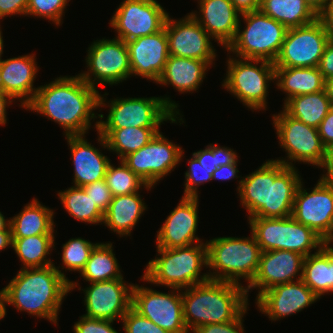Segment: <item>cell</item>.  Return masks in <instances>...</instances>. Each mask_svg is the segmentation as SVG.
Listing matches in <instances>:
<instances>
[{
	"label": "cell",
	"mask_w": 333,
	"mask_h": 333,
	"mask_svg": "<svg viewBox=\"0 0 333 333\" xmlns=\"http://www.w3.org/2000/svg\"><path fill=\"white\" fill-rule=\"evenodd\" d=\"M98 89L89 86L80 75L58 77L49 84L38 87L34 99L25 108L40 113L57 122L65 136L85 135L94 111L106 106ZM93 111V112H92Z\"/></svg>",
	"instance_id": "1"
},
{
	"label": "cell",
	"mask_w": 333,
	"mask_h": 333,
	"mask_svg": "<svg viewBox=\"0 0 333 333\" xmlns=\"http://www.w3.org/2000/svg\"><path fill=\"white\" fill-rule=\"evenodd\" d=\"M59 267L24 268L2 288L4 304L57 324L63 298L78 286ZM71 290V291H70Z\"/></svg>",
	"instance_id": "2"
},
{
	"label": "cell",
	"mask_w": 333,
	"mask_h": 333,
	"mask_svg": "<svg viewBox=\"0 0 333 333\" xmlns=\"http://www.w3.org/2000/svg\"><path fill=\"white\" fill-rule=\"evenodd\" d=\"M183 317L188 331L202 325L236 320L248 309L244 286L219 280H207L182 291Z\"/></svg>",
	"instance_id": "3"
},
{
	"label": "cell",
	"mask_w": 333,
	"mask_h": 333,
	"mask_svg": "<svg viewBox=\"0 0 333 333\" xmlns=\"http://www.w3.org/2000/svg\"><path fill=\"white\" fill-rule=\"evenodd\" d=\"M157 253L160 257L150 260L146 266L144 281L184 290L209 280L208 274L200 275L202 267L207 266V246L202 240L185 247H157Z\"/></svg>",
	"instance_id": "4"
},
{
	"label": "cell",
	"mask_w": 333,
	"mask_h": 333,
	"mask_svg": "<svg viewBox=\"0 0 333 333\" xmlns=\"http://www.w3.org/2000/svg\"><path fill=\"white\" fill-rule=\"evenodd\" d=\"M207 268L209 279L242 285L240 278H245L248 285L253 281L262 253L255 236L217 237L206 241ZM215 270V272H214Z\"/></svg>",
	"instance_id": "5"
},
{
	"label": "cell",
	"mask_w": 333,
	"mask_h": 333,
	"mask_svg": "<svg viewBox=\"0 0 333 333\" xmlns=\"http://www.w3.org/2000/svg\"><path fill=\"white\" fill-rule=\"evenodd\" d=\"M106 121H102L103 114H98L100 121H96L98 129H121L126 127H160L163 121L179 123L183 119L180 116L178 104L172 102L169 97L150 98H120L113 99ZM178 114V115H177ZM177 119V120H176Z\"/></svg>",
	"instance_id": "6"
},
{
	"label": "cell",
	"mask_w": 333,
	"mask_h": 333,
	"mask_svg": "<svg viewBox=\"0 0 333 333\" xmlns=\"http://www.w3.org/2000/svg\"><path fill=\"white\" fill-rule=\"evenodd\" d=\"M250 229L261 251L288 250L307 257L311 250L319 251L327 242L313 229L289 217H252ZM318 248V249H317Z\"/></svg>",
	"instance_id": "7"
},
{
	"label": "cell",
	"mask_w": 333,
	"mask_h": 333,
	"mask_svg": "<svg viewBox=\"0 0 333 333\" xmlns=\"http://www.w3.org/2000/svg\"><path fill=\"white\" fill-rule=\"evenodd\" d=\"M242 16L246 28L240 30L239 19L236 35L226 50L232 51L239 59H262L274 63L288 29L260 10L245 12Z\"/></svg>",
	"instance_id": "8"
},
{
	"label": "cell",
	"mask_w": 333,
	"mask_h": 333,
	"mask_svg": "<svg viewBox=\"0 0 333 333\" xmlns=\"http://www.w3.org/2000/svg\"><path fill=\"white\" fill-rule=\"evenodd\" d=\"M254 62V63H253ZM258 64H261L258 67ZM222 86L251 110H266L269 81H275L273 62L229 58Z\"/></svg>",
	"instance_id": "9"
},
{
	"label": "cell",
	"mask_w": 333,
	"mask_h": 333,
	"mask_svg": "<svg viewBox=\"0 0 333 333\" xmlns=\"http://www.w3.org/2000/svg\"><path fill=\"white\" fill-rule=\"evenodd\" d=\"M274 129L278 135L281 148L287 152L288 159H276L286 166L294 167L292 161L303 162L326 169L329 163V152L323 146L318 128L292 118L284 110L273 115ZM289 161V162H288Z\"/></svg>",
	"instance_id": "10"
},
{
	"label": "cell",
	"mask_w": 333,
	"mask_h": 333,
	"mask_svg": "<svg viewBox=\"0 0 333 333\" xmlns=\"http://www.w3.org/2000/svg\"><path fill=\"white\" fill-rule=\"evenodd\" d=\"M88 49L85 59L88 71L79 75L89 86L97 89L96 84L116 85L131 75L129 52L123 40L102 38L93 42Z\"/></svg>",
	"instance_id": "11"
},
{
	"label": "cell",
	"mask_w": 333,
	"mask_h": 333,
	"mask_svg": "<svg viewBox=\"0 0 333 333\" xmlns=\"http://www.w3.org/2000/svg\"><path fill=\"white\" fill-rule=\"evenodd\" d=\"M311 192L301 182L293 204L292 217L313 229L327 243L333 242V181L322 174Z\"/></svg>",
	"instance_id": "12"
},
{
	"label": "cell",
	"mask_w": 333,
	"mask_h": 333,
	"mask_svg": "<svg viewBox=\"0 0 333 333\" xmlns=\"http://www.w3.org/2000/svg\"><path fill=\"white\" fill-rule=\"evenodd\" d=\"M330 39L320 18L304 26L289 28L274 66L318 67Z\"/></svg>",
	"instance_id": "13"
},
{
	"label": "cell",
	"mask_w": 333,
	"mask_h": 333,
	"mask_svg": "<svg viewBox=\"0 0 333 333\" xmlns=\"http://www.w3.org/2000/svg\"><path fill=\"white\" fill-rule=\"evenodd\" d=\"M168 15L157 0H123L109 24L128 42L161 31Z\"/></svg>",
	"instance_id": "14"
},
{
	"label": "cell",
	"mask_w": 333,
	"mask_h": 333,
	"mask_svg": "<svg viewBox=\"0 0 333 333\" xmlns=\"http://www.w3.org/2000/svg\"><path fill=\"white\" fill-rule=\"evenodd\" d=\"M179 290L182 291L173 288L174 292L162 293L133 285L131 307L169 333H189L183 317L182 292Z\"/></svg>",
	"instance_id": "15"
},
{
	"label": "cell",
	"mask_w": 333,
	"mask_h": 333,
	"mask_svg": "<svg viewBox=\"0 0 333 333\" xmlns=\"http://www.w3.org/2000/svg\"><path fill=\"white\" fill-rule=\"evenodd\" d=\"M183 154L180 146L159 132L148 144L127 155L123 161L147 185L153 187L180 164Z\"/></svg>",
	"instance_id": "16"
},
{
	"label": "cell",
	"mask_w": 333,
	"mask_h": 333,
	"mask_svg": "<svg viewBox=\"0 0 333 333\" xmlns=\"http://www.w3.org/2000/svg\"><path fill=\"white\" fill-rule=\"evenodd\" d=\"M164 27L169 55L202 60L209 66L212 65L217 56L210 41L213 38L191 13L179 21L168 15Z\"/></svg>",
	"instance_id": "17"
},
{
	"label": "cell",
	"mask_w": 333,
	"mask_h": 333,
	"mask_svg": "<svg viewBox=\"0 0 333 333\" xmlns=\"http://www.w3.org/2000/svg\"><path fill=\"white\" fill-rule=\"evenodd\" d=\"M123 278L90 283L85 288L84 305L89 318L120 320L131 308L134 284H125Z\"/></svg>",
	"instance_id": "18"
},
{
	"label": "cell",
	"mask_w": 333,
	"mask_h": 333,
	"mask_svg": "<svg viewBox=\"0 0 333 333\" xmlns=\"http://www.w3.org/2000/svg\"><path fill=\"white\" fill-rule=\"evenodd\" d=\"M278 284L256 297L258 309L273 321L296 314L320 299L302 279Z\"/></svg>",
	"instance_id": "19"
},
{
	"label": "cell",
	"mask_w": 333,
	"mask_h": 333,
	"mask_svg": "<svg viewBox=\"0 0 333 333\" xmlns=\"http://www.w3.org/2000/svg\"><path fill=\"white\" fill-rule=\"evenodd\" d=\"M304 259L305 256L294 251L270 250L262 252L257 273L253 281L245 287L247 297L249 290L253 288L260 289L258 297L262 292L275 285L294 282V278L298 275L299 280L302 279Z\"/></svg>",
	"instance_id": "20"
},
{
	"label": "cell",
	"mask_w": 333,
	"mask_h": 333,
	"mask_svg": "<svg viewBox=\"0 0 333 333\" xmlns=\"http://www.w3.org/2000/svg\"><path fill=\"white\" fill-rule=\"evenodd\" d=\"M131 76L138 75L157 82L169 57L165 27L152 35L126 42Z\"/></svg>",
	"instance_id": "21"
},
{
	"label": "cell",
	"mask_w": 333,
	"mask_h": 333,
	"mask_svg": "<svg viewBox=\"0 0 333 333\" xmlns=\"http://www.w3.org/2000/svg\"><path fill=\"white\" fill-rule=\"evenodd\" d=\"M198 200V197L182 196L180 203L157 231V247L177 248L200 243V238L195 235L199 218Z\"/></svg>",
	"instance_id": "22"
},
{
	"label": "cell",
	"mask_w": 333,
	"mask_h": 333,
	"mask_svg": "<svg viewBox=\"0 0 333 333\" xmlns=\"http://www.w3.org/2000/svg\"><path fill=\"white\" fill-rule=\"evenodd\" d=\"M35 55L13 57L0 62V90L26 108L38 88L33 87L38 71Z\"/></svg>",
	"instance_id": "23"
},
{
	"label": "cell",
	"mask_w": 333,
	"mask_h": 333,
	"mask_svg": "<svg viewBox=\"0 0 333 333\" xmlns=\"http://www.w3.org/2000/svg\"><path fill=\"white\" fill-rule=\"evenodd\" d=\"M200 16L191 12L202 28L217 43L227 48L233 41L241 13L231 0H197ZM200 17V18H199Z\"/></svg>",
	"instance_id": "24"
},
{
	"label": "cell",
	"mask_w": 333,
	"mask_h": 333,
	"mask_svg": "<svg viewBox=\"0 0 333 333\" xmlns=\"http://www.w3.org/2000/svg\"><path fill=\"white\" fill-rule=\"evenodd\" d=\"M84 136H66L73 158L75 187L104 179L110 163V159L85 140Z\"/></svg>",
	"instance_id": "25"
},
{
	"label": "cell",
	"mask_w": 333,
	"mask_h": 333,
	"mask_svg": "<svg viewBox=\"0 0 333 333\" xmlns=\"http://www.w3.org/2000/svg\"><path fill=\"white\" fill-rule=\"evenodd\" d=\"M298 173L296 168L283 165L270 178L268 205L257 217L274 218L292 215L294 198L302 182Z\"/></svg>",
	"instance_id": "26"
},
{
	"label": "cell",
	"mask_w": 333,
	"mask_h": 333,
	"mask_svg": "<svg viewBox=\"0 0 333 333\" xmlns=\"http://www.w3.org/2000/svg\"><path fill=\"white\" fill-rule=\"evenodd\" d=\"M283 165L273 159L268 160L239 181L237 191L242 206L248 211V219L257 217L267 207L269 180Z\"/></svg>",
	"instance_id": "27"
},
{
	"label": "cell",
	"mask_w": 333,
	"mask_h": 333,
	"mask_svg": "<svg viewBox=\"0 0 333 333\" xmlns=\"http://www.w3.org/2000/svg\"><path fill=\"white\" fill-rule=\"evenodd\" d=\"M209 65L202 60L169 55L163 73L156 82L162 85H172L181 94L196 91Z\"/></svg>",
	"instance_id": "28"
},
{
	"label": "cell",
	"mask_w": 333,
	"mask_h": 333,
	"mask_svg": "<svg viewBox=\"0 0 333 333\" xmlns=\"http://www.w3.org/2000/svg\"><path fill=\"white\" fill-rule=\"evenodd\" d=\"M146 208L138 192L114 196L104 213L103 224L120 237L129 236Z\"/></svg>",
	"instance_id": "29"
},
{
	"label": "cell",
	"mask_w": 333,
	"mask_h": 333,
	"mask_svg": "<svg viewBox=\"0 0 333 333\" xmlns=\"http://www.w3.org/2000/svg\"><path fill=\"white\" fill-rule=\"evenodd\" d=\"M160 127H126L121 129H98V141L103 148L118 154L120 161L141 149L159 133Z\"/></svg>",
	"instance_id": "30"
},
{
	"label": "cell",
	"mask_w": 333,
	"mask_h": 333,
	"mask_svg": "<svg viewBox=\"0 0 333 333\" xmlns=\"http://www.w3.org/2000/svg\"><path fill=\"white\" fill-rule=\"evenodd\" d=\"M54 211L42 205L36 198L24 206L20 213L10 218L12 238L36 235H54Z\"/></svg>",
	"instance_id": "31"
},
{
	"label": "cell",
	"mask_w": 333,
	"mask_h": 333,
	"mask_svg": "<svg viewBox=\"0 0 333 333\" xmlns=\"http://www.w3.org/2000/svg\"><path fill=\"white\" fill-rule=\"evenodd\" d=\"M278 89L287 94L284 103L291 97L324 90L325 79L318 67H275Z\"/></svg>",
	"instance_id": "32"
},
{
	"label": "cell",
	"mask_w": 333,
	"mask_h": 333,
	"mask_svg": "<svg viewBox=\"0 0 333 333\" xmlns=\"http://www.w3.org/2000/svg\"><path fill=\"white\" fill-rule=\"evenodd\" d=\"M333 246L326 243L303 263V282L319 297L333 293Z\"/></svg>",
	"instance_id": "33"
},
{
	"label": "cell",
	"mask_w": 333,
	"mask_h": 333,
	"mask_svg": "<svg viewBox=\"0 0 333 333\" xmlns=\"http://www.w3.org/2000/svg\"><path fill=\"white\" fill-rule=\"evenodd\" d=\"M259 10L287 29L310 24L319 18L304 0H260Z\"/></svg>",
	"instance_id": "34"
},
{
	"label": "cell",
	"mask_w": 333,
	"mask_h": 333,
	"mask_svg": "<svg viewBox=\"0 0 333 333\" xmlns=\"http://www.w3.org/2000/svg\"><path fill=\"white\" fill-rule=\"evenodd\" d=\"M332 107L324 89L316 93L291 97L284 103L283 110L292 118L318 128Z\"/></svg>",
	"instance_id": "35"
},
{
	"label": "cell",
	"mask_w": 333,
	"mask_h": 333,
	"mask_svg": "<svg viewBox=\"0 0 333 333\" xmlns=\"http://www.w3.org/2000/svg\"><path fill=\"white\" fill-rule=\"evenodd\" d=\"M112 243H97L84 269L80 272L90 283L123 278Z\"/></svg>",
	"instance_id": "36"
},
{
	"label": "cell",
	"mask_w": 333,
	"mask_h": 333,
	"mask_svg": "<svg viewBox=\"0 0 333 333\" xmlns=\"http://www.w3.org/2000/svg\"><path fill=\"white\" fill-rule=\"evenodd\" d=\"M54 235H36L25 238H12V248L23 263L24 268L53 265L46 255L55 247Z\"/></svg>",
	"instance_id": "37"
},
{
	"label": "cell",
	"mask_w": 333,
	"mask_h": 333,
	"mask_svg": "<svg viewBox=\"0 0 333 333\" xmlns=\"http://www.w3.org/2000/svg\"><path fill=\"white\" fill-rule=\"evenodd\" d=\"M58 196L67 213L77 221L102 224L104 214L81 187L71 186L64 191H59Z\"/></svg>",
	"instance_id": "38"
},
{
	"label": "cell",
	"mask_w": 333,
	"mask_h": 333,
	"mask_svg": "<svg viewBox=\"0 0 333 333\" xmlns=\"http://www.w3.org/2000/svg\"><path fill=\"white\" fill-rule=\"evenodd\" d=\"M120 162L118 167L110 162L104 178L113 197L136 193L142 186L147 190L152 188L138 177L123 160Z\"/></svg>",
	"instance_id": "39"
},
{
	"label": "cell",
	"mask_w": 333,
	"mask_h": 333,
	"mask_svg": "<svg viewBox=\"0 0 333 333\" xmlns=\"http://www.w3.org/2000/svg\"><path fill=\"white\" fill-rule=\"evenodd\" d=\"M97 243H92L83 238H72L63 244L62 262L69 271L81 272L89 259L91 251Z\"/></svg>",
	"instance_id": "40"
},
{
	"label": "cell",
	"mask_w": 333,
	"mask_h": 333,
	"mask_svg": "<svg viewBox=\"0 0 333 333\" xmlns=\"http://www.w3.org/2000/svg\"><path fill=\"white\" fill-rule=\"evenodd\" d=\"M192 155L206 168H218L222 165L232 164L238 157L233 149L212 144Z\"/></svg>",
	"instance_id": "41"
},
{
	"label": "cell",
	"mask_w": 333,
	"mask_h": 333,
	"mask_svg": "<svg viewBox=\"0 0 333 333\" xmlns=\"http://www.w3.org/2000/svg\"><path fill=\"white\" fill-rule=\"evenodd\" d=\"M67 2L69 0H29L26 16L46 18L60 26Z\"/></svg>",
	"instance_id": "42"
},
{
	"label": "cell",
	"mask_w": 333,
	"mask_h": 333,
	"mask_svg": "<svg viewBox=\"0 0 333 333\" xmlns=\"http://www.w3.org/2000/svg\"><path fill=\"white\" fill-rule=\"evenodd\" d=\"M189 170L185 172L184 197H198L197 187L211 181L213 172L217 168H206L192 155L188 160Z\"/></svg>",
	"instance_id": "43"
},
{
	"label": "cell",
	"mask_w": 333,
	"mask_h": 333,
	"mask_svg": "<svg viewBox=\"0 0 333 333\" xmlns=\"http://www.w3.org/2000/svg\"><path fill=\"white\" fill-rule=\"evenodd\" d=\"M121 320L125 333H169L146 317L140 315L132 307Z\"/></svg>",
	"instance_id": "44"
},
{
	"label": "cell",
	"mask_w": 333,
	"mask_h": 333,
	"mask_svg": "<svg viewBox=\"0 0 333 333\" xmlns=\"http://www.w3.org/2000/svg\"><path fill=\"white\" fill-rule=\"evenodd\" d=\"M81 188L87 195H90L93 203H95L99 210L104 214L113 198L105 179L89 183Z\"/></svg>",
	"instance_id": "45"
},
{
	"label": "cell",
	"mask_w": 333,
	"mask_h": 333,
	"mask_svg": "<svg viewBox=\"0 0 333 333\" xmlns=\"http://www.w3.org/2000/svg\"><path fill=\"white\" fill-rule=\"evenodd\" d=\"M114 321L89 318L84 315L74 324V333H118L112 327Z\"/></svg>",
	"instance_id": "46"
},
{
	"label": "cell",
	"mask_w": 333,
	"mask_h": 333,
	"mask_svg": "<svg viewBox=\"0 0 333 333\" xmlns=\"http://www.w3.org/2000/svg\"><path fill=\"white\" fill-rule=\"evenodd\" d=\"M247 309L234 321L202 325L193 333H244L243 316Z\"/></svg>",
	"instance_id": "47"
},
{
	"label": "cell",
	"mask_w": 333,
	"mask_h": 333,
	"mask_svg": "<svg viewBox=\"0 0 333 333\" xmlns=\"http://www.w3.org/2000/svg\"><path fill=\"white\" fill-rule=\"evenodd\" d=\"M318 133L323 146L330 152L333 149V107L320 123Z\"/></svg>",
	"instance_id": "48"
},
{
	"label": "cell",
	"mask_w": 333,
	"mask_h": 333,
	"mask_svg": "<svg viewBox=\"0 0 333 333\" xmlns=\"http://www.w3.org/2000/svg\"><path fill=\"white\" fill-rule=\"evenodd\" d=\"M29 0H0V19L9 15H25Z\"/></svg>",
	"instance_id": "49"
},
{
	"label": "cell",
	"mask_w": 333,
	"mask_h": 333,
	"mask_svg": "<svg viewBox=\"0 0 333 333\" xmlns=\"http://www.w3.org/2000/svg\"><path fill=\"white\" fill-rule=\"evenodd\" d=\"M324 79L333 77V39L328 42L318 64Z\"/></svg>",
	"instance_id": "50"
},
{
	"label": "cell",
	"mask_w": 333,
	"mask_h": 333,
	"mask_svg": "<svg viewBox=\"0 0 333 333\" xmlns=\"http://www.w3.org/2000/svg\"><path fill=\"white\" fill-rule=\"evenodd\" d=\"M237 162H238V159L232 164L219 166L213 172L212 179L227 181L230 179L232 180L234 178H238L239 176L237 175V173L239 172V170H237Z\"/></svg>",
	"instance_id": "51"
},
{
	"label": "cell",
	"mask_w": 333,
	"mask_h": 333,
	"mask_svg": "<svg viewBox=\"0 0 333 333\" xmlns=\"http://www.w3.org/2000/svg\"><path fill=\"white\" fill-rule=\"evenodd\" d=\"M319 18L323 21L327 32L331 39H333V0H328L323 12L319 15Z\"/></svg>",
	"instance_id": "52"
},
{
	"label": "cell",
	"mask_w": 333,
	"mask_h": 333,
	"mask_svg": "<svg viewBox=\"0 0 333 333\" xmlns=\"http://www.w3.org/2000/svg\"><path fill=\"white\" fill-rule=\"evenodd\" d=\"M235 8L242 14L245 12L258 11L260 0H231Z\"/></svg>",
	"instance_id": "53"
},
{
	"label": "cell",
	"mask_w": 333,
	"mask_h": 333,
	"mask_svg": "<svg viewBox=\"0 0 333 333\" xmlns=\"http://www.w3.org/2000/svg\"><path fill=\"white\" fill-rule=\"evenodd\" d=\"M13 99L0 90V125L6 124V107L12 104Z\"/></svg>",
	"instance_id": "54"
},
{
	"label": "cell",
	"mask_w": 333,
	"mask_h": 333,
	"mask_svg": "<svg viewBox=\"0 0 333 333\" xmlns=\"http://www.w3.org/2000/svg\"><path fill=\"white\" fill-rule=\"evenodd\" d=\"M318 15H320L328 0H304Z\"/></svg>",
	"instance_id": "55"
},
{
	"label": "cell",
	"mask_w": 333,
	"mask_h": 333,
	"mask_svg": "<svg viewBox=\"0 0 333 333\" xmlns=\"http://www.w3.org/2000/svg\"><path fill=\"white\" fill-rule=\"evenodd\" d=\"M12 247L11 232H0V251L7 247Z\"/></svg>",
	"instance_id": "56"
},
{
	"label": "cell",
	"mask_w": 333,
	"mask_h": 333,
	"mask_svg": "<svg viewBox=\"0 0 333 333\" xmlns=\"http://www.w3.org/2000/svg\"><path fill=\"white\" fill-rule=\"evenodd\" d=\"M324 89L327 97L330 99L331 105L333 106V77L325 79Z\"/></svg>",
	"instance_id": "57"
},
{
	"label": "cell",
	"mask_w": 333,
	"mask_h": 333,
	"mask_svg": "<svg viewBox=\"0 0 333 333\" xmlns=\"http://www.w3.org/2000/svg\"><path fill=\"white\" fill-rule=\"evenodd\" d=\"M0 232H11L10 219H5V216L0 212Z\"/></svg>",
	"instance_id": "58"
},
{
	"label": "cell",
	"mask_w": 333,
	"mask_h": 333,
	"mask_svg": "<svg viewBox=\"0 0 333 333\" xmlns=\"http://www.w3.org/2000/svg\"><path fill=\"white\" fill-rule=\"evenodd\" d=\"M6 315V306L4 304V295L2 290L0 291V320Z\"/></svg>",
	"instance_id": "59"
},
{
	"label": "cell",
	"mask_w": 333,
	"mask_h": 333,
	"mask_svg": "<svg viewBox=\"0 0 333 333\" xmlns=\"http://www.w3.org/2000/svg\"><path fill=\"white\" fill-rule=\"evenodd\" d=\"M326 170H327V173H325L323 175L328 176L333 181V161H329Z\"/></svg>",
	"instance_id": "60"
},
{
	"label": "cell",
	"mask_w": 333,
	"mask_h": 333,
	"mask_svg": "<svg viewBox=\"0 0 333 333\" xmlns=\"http://www.w3.org/2000/svg\"><path fill=\"white\" fill-rule=\"evenodd\" d=\"M3 36H2V31H1V27H0V62L3 60L1 59V55L3 54Z\"/></svg>",
	"instance_id": "61"
},
{
	"label": "cell",
	"mask_w": 333,
	"mask_h": 333,
	"mask_svg": "<svg viewBox=\"0 0 333 333\" xmlns=\"http://www.w3.org/2000/svg\"><path fill=\"white\" fill-rule=\"evenodd\" d=\"M329 161H333V149L329 152Z\"/></svg>",
	"instance_id": "62"
}]
</instances>
